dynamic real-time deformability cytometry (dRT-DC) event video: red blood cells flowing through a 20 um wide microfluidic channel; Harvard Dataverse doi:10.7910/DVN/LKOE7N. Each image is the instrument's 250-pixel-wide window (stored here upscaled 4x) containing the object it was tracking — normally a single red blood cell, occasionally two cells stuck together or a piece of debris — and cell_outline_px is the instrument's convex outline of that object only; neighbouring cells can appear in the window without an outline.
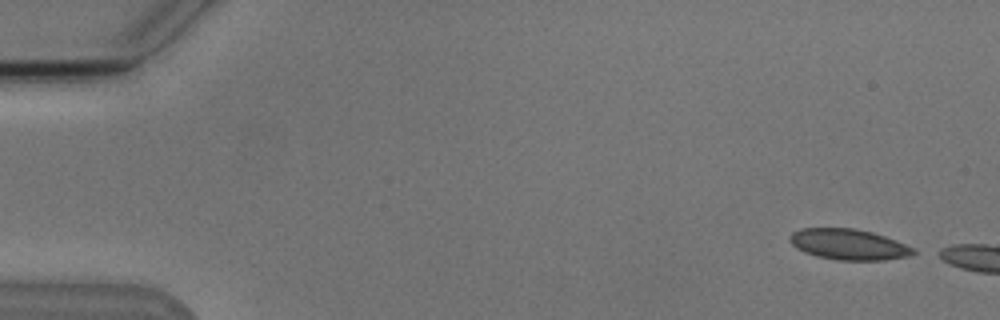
{"species": "Egyptian fruit bat (a non-hibernating species)", "species_latin": "Rousettus aegyptiacus", "temperature_condition": "cold", "stored_images_in_passage": 3, "camera_frame_rate_fps": 3000, "um_per_image_px": 0.085, "animal": {"sex": "male"}, "frame": {"image": 1, "passage_image": 1, "time_ms": 0.0, "image_size_px": [1000, 320], "cell_outline_px": [[916, 252], [908, 256], [884, 260], [836, 260], [816, 256], [804, 252], [796, 248], [788, 240], [788, 236], [792, 232], [800, 228], [856, 228], [872, 232], [896, 240], [916, 248]], "centroid_in_image_um": [72.11, 20.77], "position_along_channel_um": 12.9, "area_um2": 22.37}}